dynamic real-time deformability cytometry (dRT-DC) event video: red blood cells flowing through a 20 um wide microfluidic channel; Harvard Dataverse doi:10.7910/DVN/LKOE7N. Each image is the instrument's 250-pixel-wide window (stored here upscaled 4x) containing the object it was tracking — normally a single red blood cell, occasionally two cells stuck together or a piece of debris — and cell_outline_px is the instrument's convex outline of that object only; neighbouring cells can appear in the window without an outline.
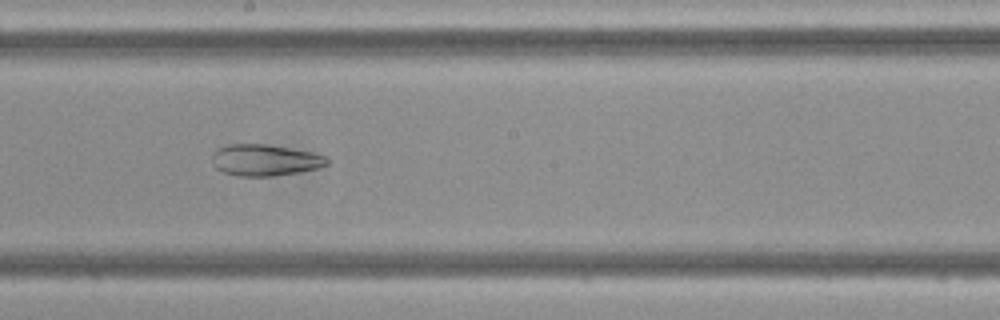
{"species": "Egyptian fruit bat (a non-hibernating species)", "species_latin": "Rousettus aegyptiacus", "temperature_condition": "cold", "stored_images_in_passage": 48, "camera_frame_rate_fps": 3000, "um_per_image_px": 0.085, "frame": {"image": 1, "passage_image": 26, "time_ms": 8.333, "image_size_px": [1000, 320], "cell_outline_px": [[328, 164], [316, 168], [296, 172], [272, 176], [236, 176], [224, 172], [216, 168], [212, 164], [212, 152], [216, 148], [228, 144], [264, 144], [312, 152], [324, 156], [328, 160]], "centroid_in_image_um": [22.44, 13.6], "position_along_channel_um": 225.8, "area_um2": 20.92}}
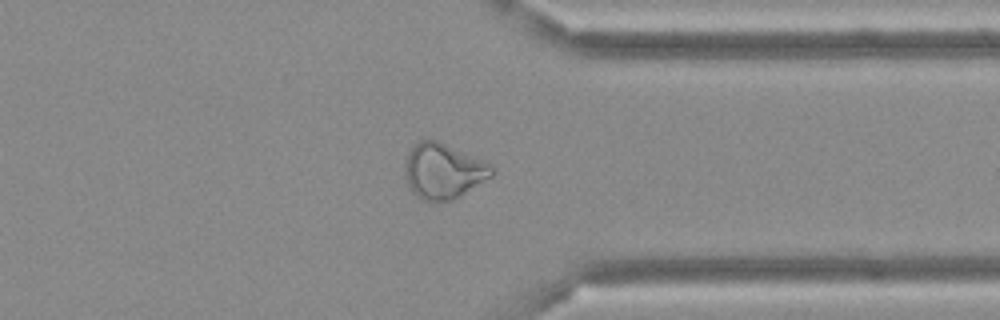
{"frame": {"image": 2, "passage_image": 37, "time_ms": 12.0, "image_size_px": [1000, 320], "cell_outline_px": [[496, 172], [492, 176], [460, 196], [452, 200], [432, 204], [420, 200], [412, 192], [408, 184], [404, 172], [404, 168], [408, 152], [416, 140], [436, 140], [484, 160], [496, 168]], "centroid_in_image_um": [37.67, 14.57], "position_along_channel_um": 373.7, "area_um2": 28.55}}
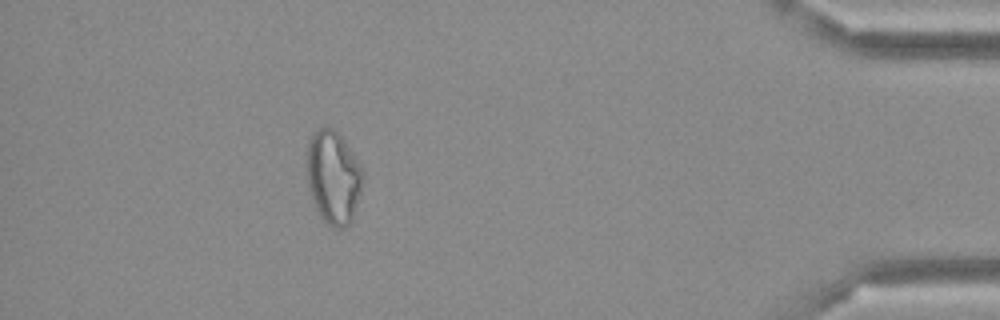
{"frame": {"image": 3, "passage_image": 43, "time_ms": 14.0, "image_size_px": [1000, 320], "cell_outline_px": [[364, 180], [352, 220], [344, 228], [336, 228], [328, 224], [320, 216], [316, 208], [308, 188], [304, 168], [304, 160], [308, 140], [320, 128], [332, 128], [340, 136], [352, 152], [364, 172]], "centroid_in_image_um": [28.29, 15.07], "position_along_channel_um": 406.9, "area_um2": 30.75}}